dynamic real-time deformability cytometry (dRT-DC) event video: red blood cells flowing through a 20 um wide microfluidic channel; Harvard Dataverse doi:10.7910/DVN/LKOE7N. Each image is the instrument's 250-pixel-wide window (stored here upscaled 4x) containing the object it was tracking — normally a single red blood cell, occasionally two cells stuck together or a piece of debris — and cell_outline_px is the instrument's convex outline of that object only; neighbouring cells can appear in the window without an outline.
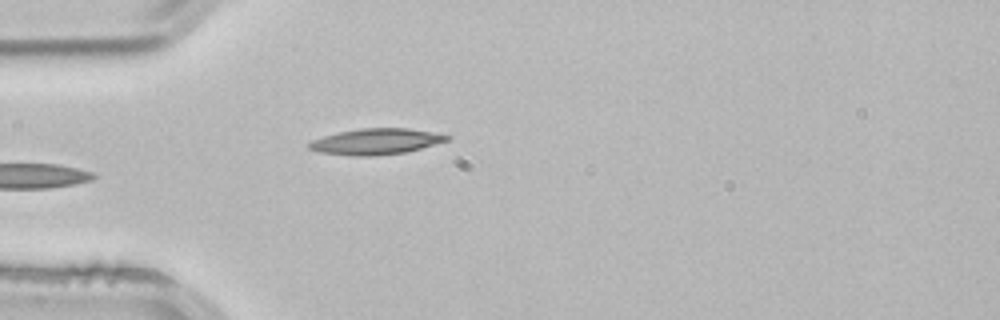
{"species": "common noctule bat (a hibernating species)", "species_latin": "Nyctalus noctula", "temperature_condition": "room temperature", "stored_images_in_passage": 2, "camera_frame_rate_fps": 3000, "um_per_image_px": 0.085, "animal": {"sex": "male", "body_mass_g": 21.5, "forearm_length_mm": 52.0}, "frame": {"image": 1, "passage_image": 2, "time_ms": 0.333, "image_size_px": [1000, 320], "cell_outline_px": [[452, 136], [448, 140], [408, 152], [372, 156], [352, 156], [320, 152], [308, 148], [308, 144], [312, 140], [324, 136], [340, 132], [360, 128], [408, 128], [432, 132]], "centroid_in_image_um": [31.97, 12.03], "position_along_channel_um": 53.0, "area_um2": 20.75}}